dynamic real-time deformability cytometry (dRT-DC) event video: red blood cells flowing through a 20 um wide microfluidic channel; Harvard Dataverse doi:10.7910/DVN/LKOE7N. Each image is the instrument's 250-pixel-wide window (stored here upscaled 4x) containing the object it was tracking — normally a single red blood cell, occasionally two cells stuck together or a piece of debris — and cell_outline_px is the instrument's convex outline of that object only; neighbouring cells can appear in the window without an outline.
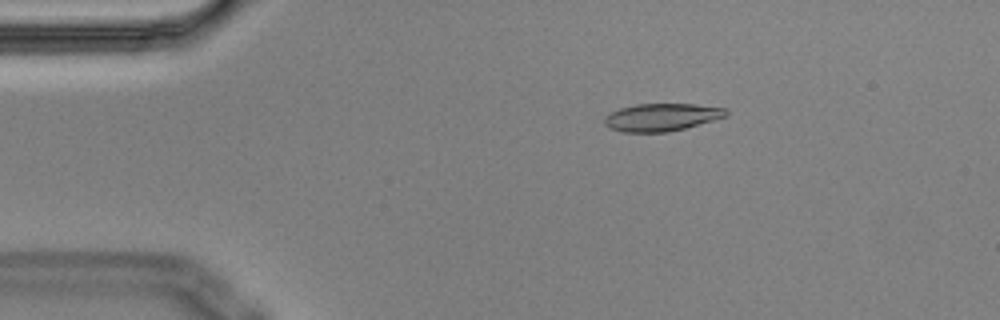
{"species": "Egyptian fruit bat (a non-hibernating species)", "species_latin": "Rousettus aegyptiacus", "temperature_condition": "cold", "stored_images_in_passage": 2, "camera_frame_rate_fps": 3000, "um_per_image_px": 0.085, "animal": {"sex": "male"}, "frame": {"image": 1, "passage_image": 1, "time_ms": 0.0, "image_size_px": [1000, 320], "cell_outline_px": [[728, 116], [684, 128], [668, 132], [624, 132], [608, 128], [604, 124], [604, 116], [620, 108], [636, 104], [696, 104], [728, 108]], "centroid_in_image_um": [56.24, 9.96], "position_along_channel_um": 28.8, "area_um2": 19.65}}